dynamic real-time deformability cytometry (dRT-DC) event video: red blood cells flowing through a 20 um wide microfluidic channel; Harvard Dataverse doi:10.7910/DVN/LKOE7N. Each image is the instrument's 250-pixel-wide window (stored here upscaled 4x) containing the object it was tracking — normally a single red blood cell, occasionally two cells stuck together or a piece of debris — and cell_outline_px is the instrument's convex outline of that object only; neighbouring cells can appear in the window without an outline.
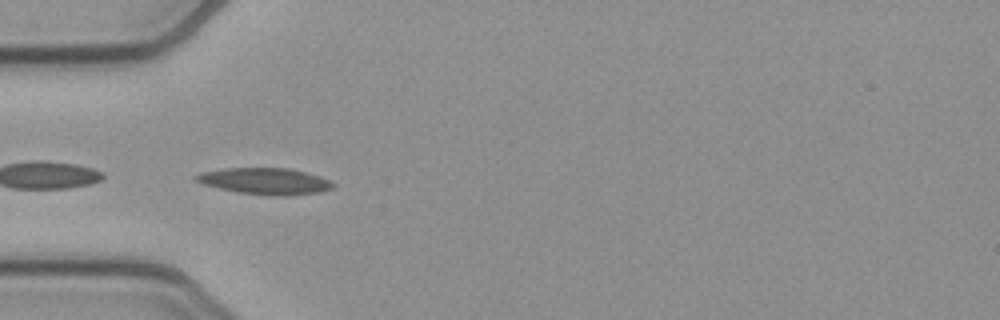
{"species": "common noctule bat (a hibernating species)", "species_latin": "Nyctalus noctula", "temperature_condition": "cold", "stored_images_in_passage": 53, "camera_frame_rate_fps": 3000, "um_per_image_px": 0.085, "animal": {"sex": "female", "body_mass_g": 21.9}, "frame": {"image": 1, "passage_image": 16, "time_ms": 5.0, "image_size_px": [1000, 320], "cell_outline_px": [[336, 184], [332, 188], [320, 192], [284, 196], [272, 196], [240, 192], [220, 188], [204, 184], [192, 180], [192, 176], [200, 172], [224, 168], [288, 168], [320, 176]], "centroid_in_image_um": [22.49, 15.39], "position_along_channel_um": 62.5, "area_um2": 21.1}}
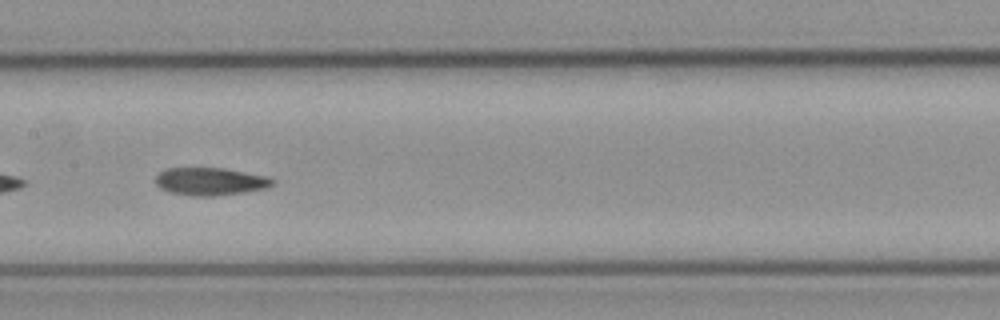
{"frame": {"image": 2, "passage_image": 26, "time_ms": 8.333, "image_size_px": [1000, 320], "cell_outline_px": [[276, 184], [268, 188], [244, 192], [212, 196], [192, 196], [168, 192], [160, 188], [156, 184], [156, 176], [160, 172], [168, 168], [224, 168], [268, 176], [276, 180]], "centroid_in_image_um": [17.92, 15.42], "position_along_channel_um": 189.5, "area_um2": 19.07}}
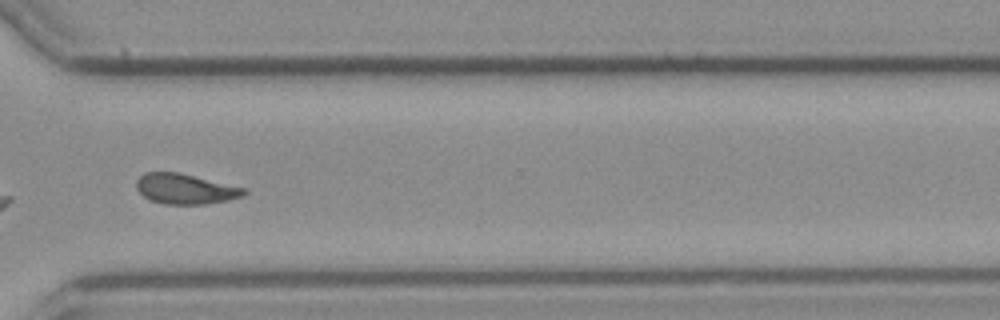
{"frame": {"image": 3, "passage_image": 39, "time_ms": 12.667, "image_size_px": [1000, 320], "cell_outline_px": [[248, 192], [244, 196], [228, 200], [208, 204], [164, 204], [152, 200], [144, 196], [136, 188], [136, 180], [144, 172], [180, 172], [248, 188]], "centroid_in_image_um": [15.81, 16.05], "position_along_channel_um": 354.8, "area_um2": 19.25}, "authors_computed_cell_mechanics": {"area_um2": 19.363, "velocity_mm_per_s": 3.8259, "shape_relaxation_time_tau1_ms": 7.6617, "shape_relaxation_time_tau2_ms": 3.7645, "deformation_change_tau1": 0.1873, "deformation_change_tau2": 0.1027}}